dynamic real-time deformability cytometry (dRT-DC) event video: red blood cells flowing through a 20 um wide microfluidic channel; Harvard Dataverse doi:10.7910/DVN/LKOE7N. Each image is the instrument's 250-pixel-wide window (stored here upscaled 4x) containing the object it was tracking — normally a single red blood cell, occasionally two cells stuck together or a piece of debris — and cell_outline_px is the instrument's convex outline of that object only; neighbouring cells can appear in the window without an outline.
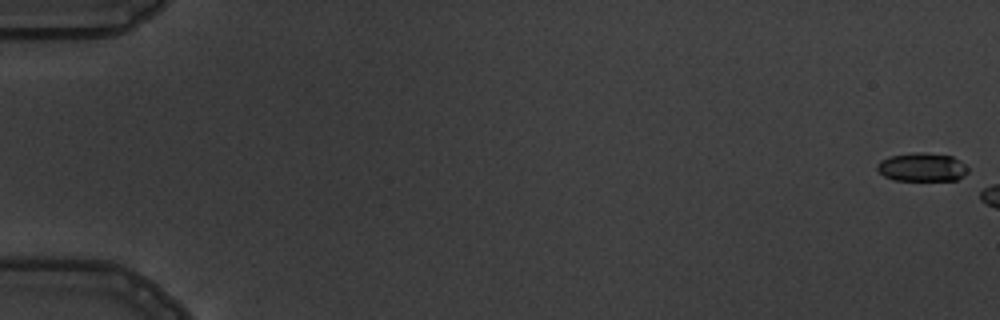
{"species": "common noctule bat (a hibernating species)", "species_latin": "Nyctalus noctula", "temperature_condition": "warm", "stored_images_in_passage": 3, "camera_frame_rate_fps": 3000, "um_per_image_px": 0.085, "animal": {"sex": "male", "body_mass_g": 19.5, "forearm_length_mm": 54.6}, "frame": {"image": 1, "passage_image": 1, "time_ms": 0.0, "image_size_px": [1000, 320], "cell_outline_px": [[968, 172], [956, 180], [892, 180], [884, 176], [876, 168], [876, 164], [880, 160], [892, 156], [920, 152], [928, 152], [952, 156], [960, 160], [968, 168]], "centroid_in_image_um": [78.37, 14.21], "position_along_channel_um": 6.6, "area_um2": 15.09}}